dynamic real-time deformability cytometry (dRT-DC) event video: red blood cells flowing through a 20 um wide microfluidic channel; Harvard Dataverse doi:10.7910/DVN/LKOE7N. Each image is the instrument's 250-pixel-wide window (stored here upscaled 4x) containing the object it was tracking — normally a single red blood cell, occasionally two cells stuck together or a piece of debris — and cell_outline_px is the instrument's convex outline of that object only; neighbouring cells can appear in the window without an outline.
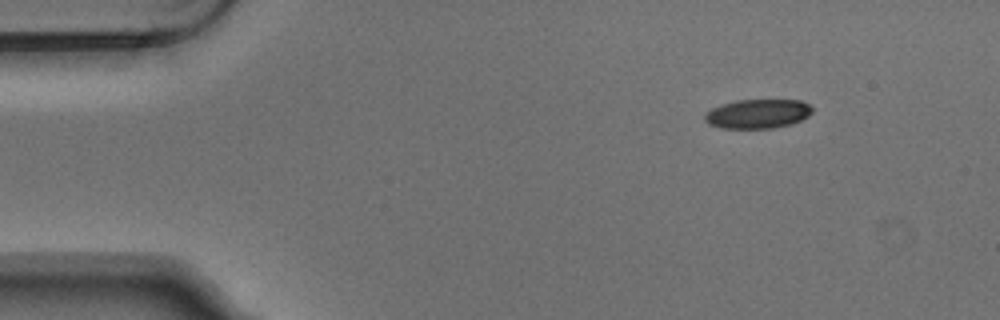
{"species": "Egyptian fruit bat (a non-hibernating species)", "species_latin": "Rousettus aegyptiacus", "temperature_condition": "warm", "stored_images_in_passage": 5, "camera_frame_rate_fps": 3000, "um_per_image_px": 0.085, "animal": {"sex": "male"}, "frame": {"image": 1, "passage_image": 1, "time_ms": 0.0, "image_size_px": [1000, 320], "cell_outline_px": [[812, 112], [808, 116], [800, 120], [788, 124], [772, 128], [720, 128], [708, 124], [704, 120], [704, 112], [720, 104], [736, 100], [800, 100], [808, 104], [812, 108]], "centroid_in_image_um": [64.34, 9.66], "position_along_channel_um": 20.7, "area_um2": 18.32}}
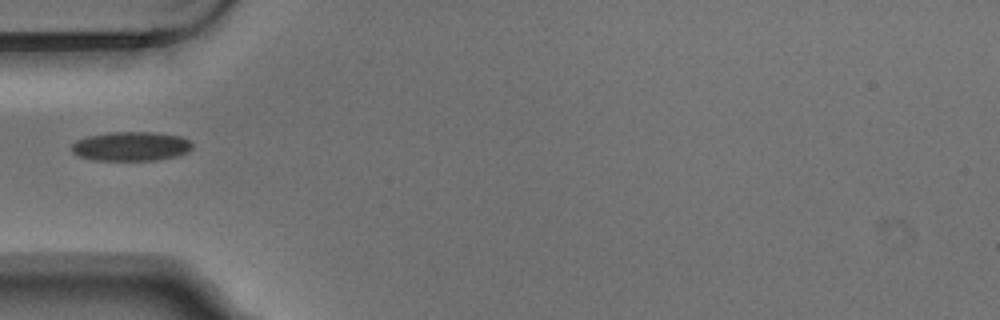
{"frame": {"image": 2, "passage_image": 4, "time_ms": 1.0, "image_size_px": [1000, 320], "cell_outline_px": [[192, 148], [188, 152], [176, 156], [156, 160], [92, 160], [80, 156], [72, 152], [72, 144], [76, 140], [88, 136], [108, 132], [152, 132], [180, 136], [188, 140], [192, 144]], "centroid_in_image_um": [11.13, 12.43], "position_along_channel_um": 73.9, "area_um2": 20.52}}
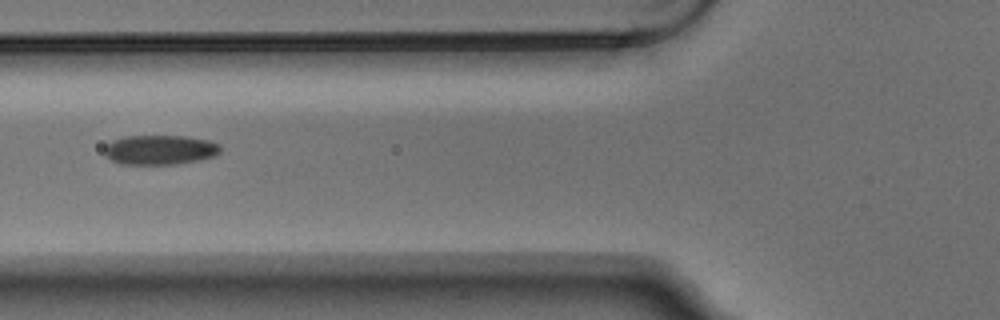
{"frame": {"image": 3, "passage_image": 5, "time_ms": 1.333, "image_size_px": [1000, 320], "cell_outline_px": [[220, 152], [216, 156], [200, 160], [176, 164], [120, 164], [104, 156], [104, 148], [112, 140], [124, 136], [184, 136], [208, 140], [220, 144]], "centroid_in_image_um": [13.59, 12.74], "position_along_channel_um": 112.2, "area_um2": 20.17}}